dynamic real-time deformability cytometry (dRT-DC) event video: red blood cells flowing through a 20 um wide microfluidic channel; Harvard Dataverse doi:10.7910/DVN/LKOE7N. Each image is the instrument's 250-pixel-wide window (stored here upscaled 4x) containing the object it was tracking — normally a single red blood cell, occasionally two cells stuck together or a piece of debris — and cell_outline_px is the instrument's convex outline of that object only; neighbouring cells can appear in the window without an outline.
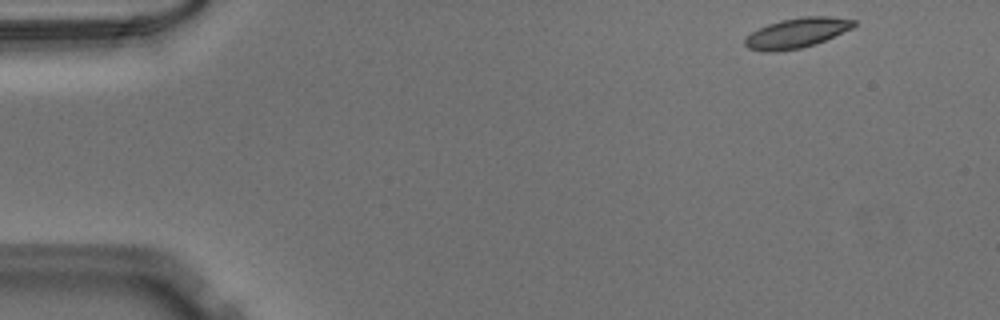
{"species": "Egyptian fruit bat (a non-hibernating species)", "species_latin": "Rousettus aegyptiacus", "temperature_condition": "warm", "stored_images_in_passage": 33, "camera_frame_rate_fps": 3000, "um_per_image_px": 0.085, "animal": {"sex": "male"}, "frame": {"image": 1, "passage_image": 1, "time_ms": 0.0, "image_size_px": [1000, 320], "cell_outline_px": [[856, 24], [852, 28], [816, 44], [800, 48], [776, 52], [764, 52], [748, 48], [744, 44], [744, 40], [752, 32], [768, 24], [780, 20], [804, 16], [828, 16], [856, 20]], "centroid_in_image_um": [67.72, 2.8], "position_along_channel_um": 17.3, "area_um2": 18.96}}
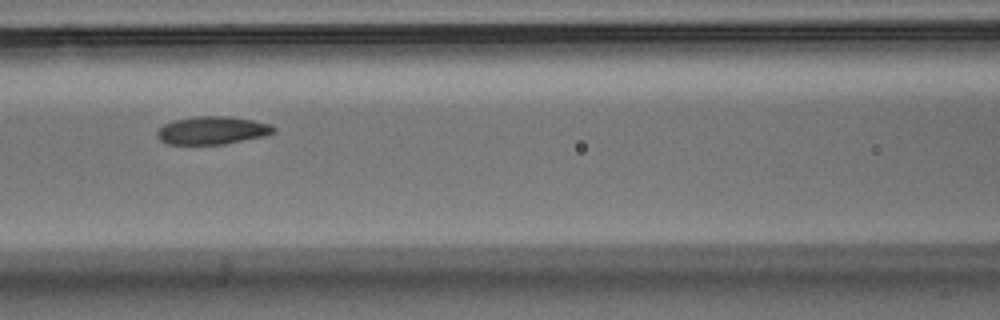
{"frame": {"image": 2, "passage_image": 19, "time_ms": 6.0, "image_size_px": [1000, 320], "cell_outline_px": [[276, 132], [264, 136], [224, 144], [168, 144], [160, 140], [156, 136], [156, 132], [164, 124], [172, 120], [196, 116], [228, 116], [252, 120], [272, 124], [276, 128]], "centroid_in_image_um": [18.05, 11.08], "position_along_channel_um": 148.6, "area_um2": 19.07}}
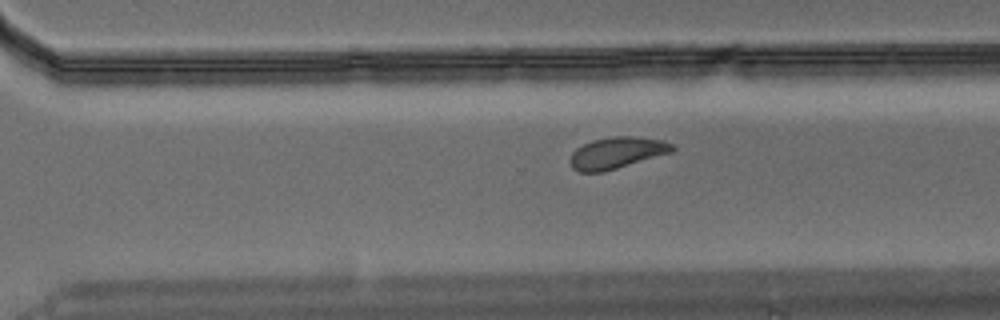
{"frame": {"image": 3, "passage_image": 32, "time_ms": 10.333, "image_size_px": [1000, 320], "cell_outline_px": [[676, 148], [672, 152], [604, 172], [580, 172], [572, 168], [568, 164], [568, 160], [572, 152], [576, 148], [592, 140], [612, 136], [632, 136], [664, 140], [676, 144]], "centroid_in_image_um": [52.42, 12.99], "position_along_channel_um": 318.2, "area_um2": 19.07}}